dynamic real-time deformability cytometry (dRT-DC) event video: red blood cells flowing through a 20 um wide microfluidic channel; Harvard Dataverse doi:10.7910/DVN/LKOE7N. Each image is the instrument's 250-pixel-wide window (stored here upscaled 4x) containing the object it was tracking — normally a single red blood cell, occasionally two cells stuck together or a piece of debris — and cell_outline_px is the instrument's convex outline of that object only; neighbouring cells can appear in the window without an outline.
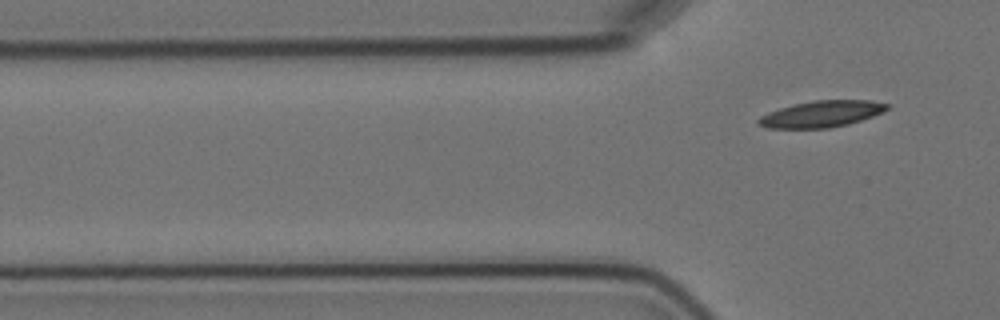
{"species": "Egyptian fruit bat (a non-hibernating species)", "species_latin": "Rousettus aegyptiacus", "temperature_condition": "cold", "stored_images_in_passage": 7, "camera_frame_rate_fps": 3000, "um_per_image_px": 0.085, "animal": {"sex": "female"}, "frame": {"image": 1, "passage_image": 7, "time_ms": 8.333, "image_size_px": [1000, 320], "cell_outline_px": [[892, 104], [888, 108], [872, 116], [848, 124], [828, 128], [768, 128], [756, 124], [756, 120], [760, 116], [768, 112], [780, 108], [812, 100], [868, 100]], "centroid_in_image_um": [69.8, 9.69], "position_along_channel_um": 56.0, "area_um2": 19.71}}